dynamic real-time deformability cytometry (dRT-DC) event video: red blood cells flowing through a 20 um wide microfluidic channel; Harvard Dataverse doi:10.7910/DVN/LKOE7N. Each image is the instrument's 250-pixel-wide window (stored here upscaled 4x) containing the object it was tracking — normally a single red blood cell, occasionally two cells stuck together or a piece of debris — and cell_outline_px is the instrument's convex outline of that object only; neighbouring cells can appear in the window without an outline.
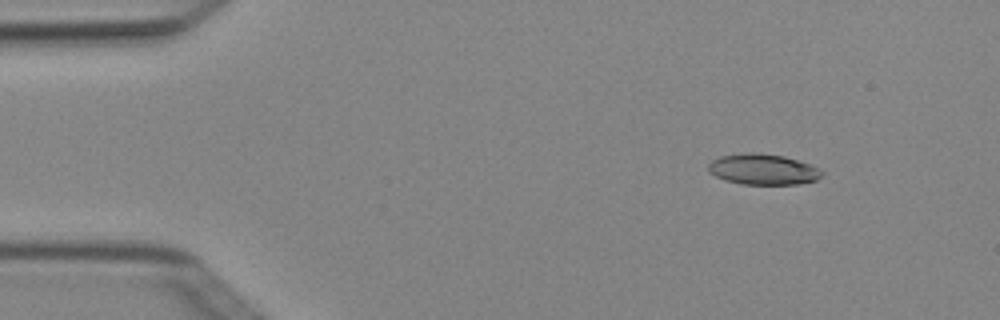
{"species": "Egyptian fruit bat (a non-hibernating species)", "species_latin": "Rousettus aegyptiacus", "temperature_condition": "cold", "stored_images_in_passage": 5, "camera_frame_rate_fps": 3000, "um_per_image_px": 0.085, "animal": {"sex": "female"}, "frame": {"image": 1, "passage_image": 2, "time_ms": 0.333, "image_size_px": [1000, 320], "cell_outline_px": [[824, 172], [816, 180], [796, 184], [740, 184], [724, 180], [708, 172], [708, 164], [712, 160], [720, 156], [744, 152], [756, 152], [784, 156], [820, 168]], "centroid_in_image_um": [64.82, 14.39], "position_along_channel_um": 20.2, "area_um2": 20.4}}
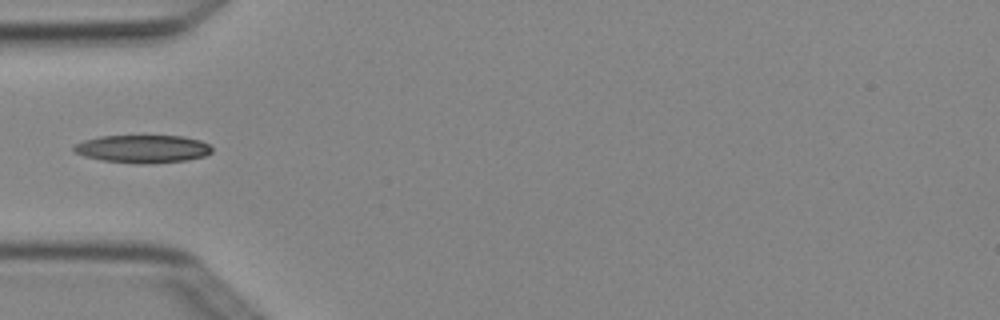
{"frame": {"image": 2, "passage_image": 5, "time_ms": 1.333, "image_size_px": [1000, 320], "cell_outline_px": [[212, 152], [204, 156], [188, 160], [100, 160], [84, 156], [76, 152], [72, 148], [76, 144], [84, 140], [100, 136], [184, 136], [200, 140], [208, 144], [212, 148]], "centroid_in_image_um": [12.14, 12.59], "position_along_channel_um": 72.9, "area_um2": 21.1}}